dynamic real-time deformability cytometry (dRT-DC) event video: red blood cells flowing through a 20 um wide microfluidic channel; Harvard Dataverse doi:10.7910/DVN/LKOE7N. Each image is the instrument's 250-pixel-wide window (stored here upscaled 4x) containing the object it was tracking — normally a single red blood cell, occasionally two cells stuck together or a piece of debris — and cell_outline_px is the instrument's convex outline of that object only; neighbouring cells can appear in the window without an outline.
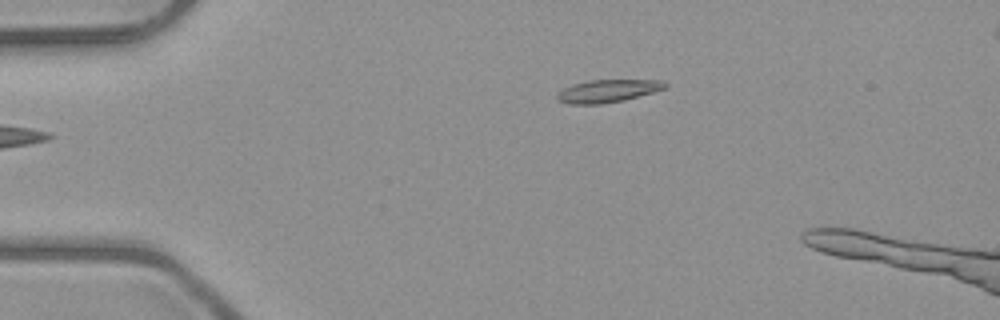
{"species": "common noctule bat (a hibernating species)", "species_latin": "Nyctalus noctula", "temperature_condition": "room temperature", "stored_images_in_passage": 3, "camera_frame_rate_fps": 3000, "um_per_image_px": 0.085, "animal": {"sex": "male", "body_mass_g": 23.1, "forearm_length_mm": 52.7}, "frame": {"image": 1, "passage_image": 3, "time_ms": 3.0, "image_size_px": [1000, 320], "cell_outline_px": [[668, 88], [624, 100], [600, 104], [568, 104], [556, 100], [556, 96], [564, 88], [572, 84], [588, 80], [664, 80], [668, 84]], "centroid_in_image_um": [51.68, 7.73], "position_along_channel_um": 33.3, "area_um2": 14.39}}